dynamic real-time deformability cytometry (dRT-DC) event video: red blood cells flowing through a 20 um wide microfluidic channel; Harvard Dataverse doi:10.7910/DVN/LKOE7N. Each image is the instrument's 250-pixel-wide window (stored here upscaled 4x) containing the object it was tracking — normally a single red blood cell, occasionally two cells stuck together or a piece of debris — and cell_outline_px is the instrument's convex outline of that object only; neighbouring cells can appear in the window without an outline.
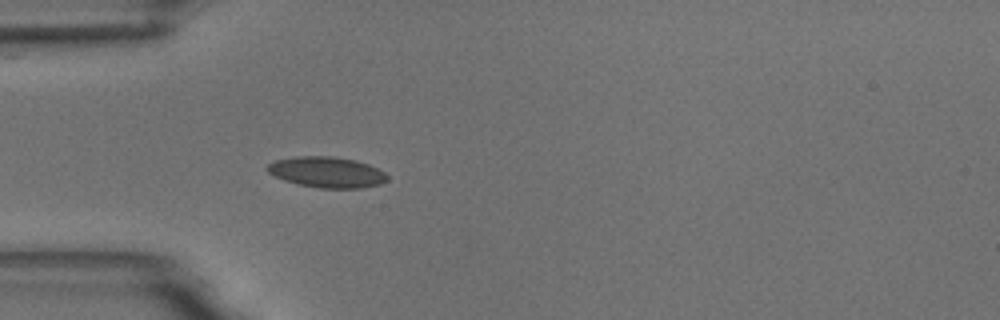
{"species": "common noctule bat (a hibernating species)", "species_latin": "Nyctalus noctula", "temperature_condition": "room temperature", "stored_images_in_passage": 42, "camera_frame_rate_fps": 3000, "um_per_image_px": 0.085, "animal": {"sex": "male", "body_mass_g": 18.8}, "frame": {"image": 1, "passage_image": 7, "time_ms": 2.0, "image_size_px": [1000, 320], "cell_outline_px": [[388, 180], [380, 184], [360, 188], [320, 188], [300, 184], [284, 180], [268, 172], [264, 168], [268, 164], [276, 160], [296, 156], [332, 156], [356, 160], [368, 164], [384, 172], [388, 176]], "centroid_in_image_um": [27.78, 14.63], "position_along_channel_um": 57.2, "area_um2": 21.44}, "authors_computed_cell_mechanics": {"area_um2": 19.9988, "velocity_mm_per_s": 3.6067, "shape_relaxation_time_tau1_ms": 5.1097, "shape_relaxation_time_tau2_ms": 1.3309, "deformation_change_tau1": 0.0977, "deformation_change_tau2": 0.0524}}